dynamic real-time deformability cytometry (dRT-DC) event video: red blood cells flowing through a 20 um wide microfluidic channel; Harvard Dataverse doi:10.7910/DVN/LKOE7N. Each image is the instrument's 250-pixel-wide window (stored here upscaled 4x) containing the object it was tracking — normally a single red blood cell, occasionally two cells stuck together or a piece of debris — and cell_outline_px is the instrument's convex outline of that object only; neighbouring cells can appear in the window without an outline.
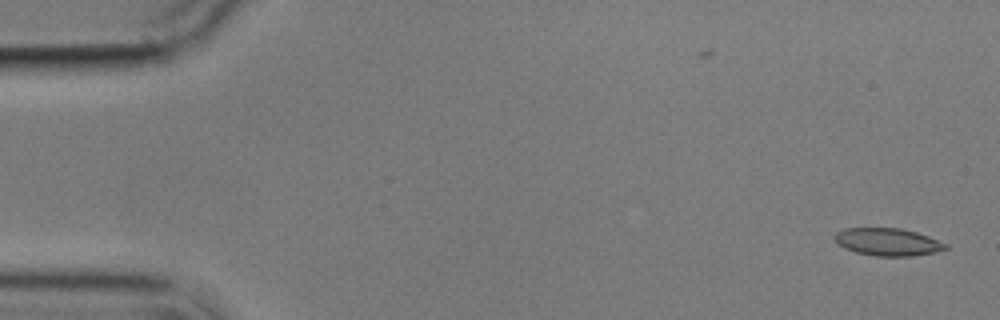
{"species": "common noctule bat (a hibernating species)", "species_latin": "Nyctalus noctula", "temperature_condition": "cold", "stored_images_in_passage": 55, "camera_frame_rate_fps": 3000, "um_per_image_px": 0.085, "animal": {"sex": "male", "body_mass_g": 17.9}, "frame": {"image": 1, "passage_image": 1, "time_ms": 0.0, "image_size_px": [1000, 320], "cell_outline_px": [[948, 248], [936, 252], [912, 256], [876, 256], [856, 252], [844, 248], [836, 244], [832, 236], [836, 232], [844, 228], [900, 228], [916, 232], [928, 236], [948, 244]], "centroid_in_image_um": [75.42, 20.56], "position_along_channel_um": 9.6, "area_um2": 17.98}}
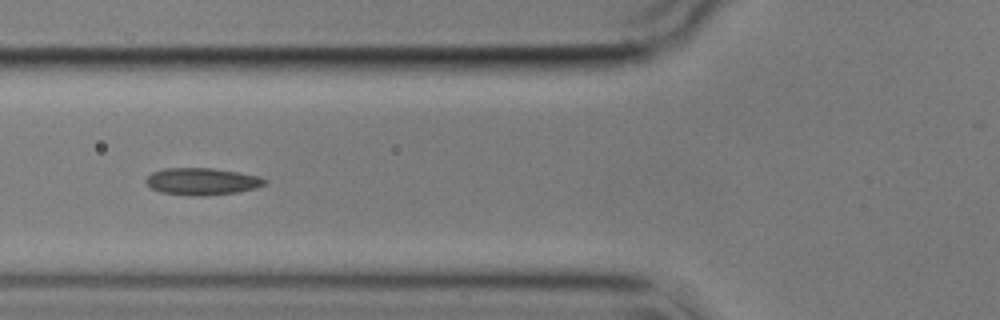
{"frame": {"image": 2, "passage_image": 20, "time_ms": 6.333, "image_size_px": [1000, 320], "cell_outline_px": [[268, 180], [264, 184], [256, 188], [236, 192], [204, 196], [192, 196], [160, 192], [152, 188], [144, 180], [152, 172], [164, 168], [212, 168], [240, 172], [260, 176]], "centroid_in_image_um": [17.18, 15.42], "position_along_channel_um": 108.6, "area_um2": 18.79}}
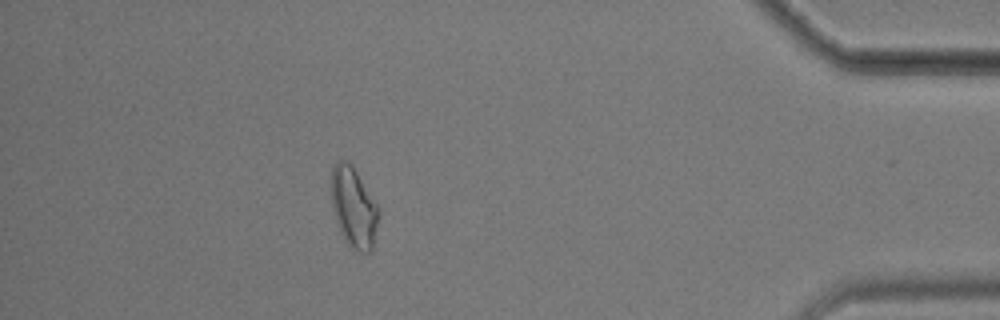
{"frame": {"image": 3, "passage_image": 49, "time_ms": 16.0, "image_size_px": [1000, 320], "cell_outline_px": [[380, 212], [372, 252], [356, 252], [344, 240], [336, 224], [332, 208], [332, 168], [336, 160], [348, 160], [352, 164], [380, 208]], "centroid_in_image_um": [30.08, 17.64], "position_along_channel_um": 405.1, "area_um2": 22.6}, "authors_computed_cell_mechanics": {"area_um2": 18.2648, "velocity_mm_per_s": 3.5478, "shape_relaxation_time_tau1_ms": null, "shape_relaxation_time_tau2_ms": 2.6071, "deformation_change_tau1": null, "deformation_change_tau2": 0.0978}}